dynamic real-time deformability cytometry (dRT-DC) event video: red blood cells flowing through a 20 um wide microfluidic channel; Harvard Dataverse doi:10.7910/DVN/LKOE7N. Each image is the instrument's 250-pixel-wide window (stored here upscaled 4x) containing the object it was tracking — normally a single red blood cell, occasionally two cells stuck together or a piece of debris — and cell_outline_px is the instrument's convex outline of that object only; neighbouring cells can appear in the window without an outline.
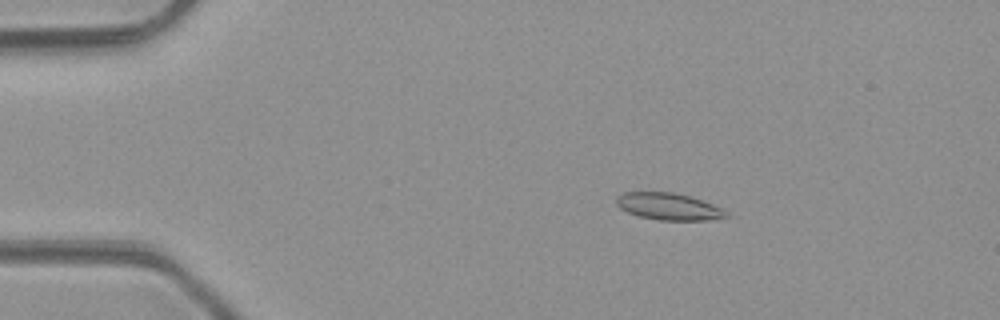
{"species": "common noctule bat (a hibernating species)", "species_latin": "Nyctalus noctula", "temperature_condition": "room temperature", "stored_images_in_passage": 3, "camera_frame_rate_fps": 3000, "um_per_image_px": 0.085, "animal": {"sex": "male", "body_mass_g": 23.1, "forearm_length_mm": 52.7}, "frame": {"image": 1, "passage_image": 1, "time_ms": 0.0, "image_size_px": [1000, 320], "cell_outline_px": [[728, 216], [708, 220], [660, 220], [640, 216], [628, 212], [620, 208], [616, 204], [616, 196], [624, 192], [672, 192], [704, 200], [724, 208], [728, 212]], "centroid_in_image_um": [56.86, 17.54], "position_along_channel_um": 28.1, "area_um2": 17.28}}
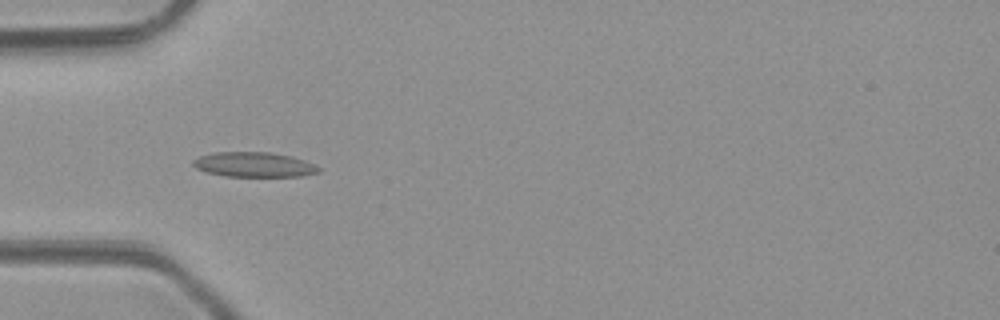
{"frame": {"image": 2, "passage_image": 3, "time_ms": 2.333, "image_size_px": [1000, 320], "cell_outline_px": [[320, 172], [300, 176], [224, 176], [204, 172], [196, 168], [192, 164], [192, 160], [200, 156], [212, 152], [272, 152], [292, 156], [316, 164], [320, 168]], "centroid_in_image_um": [21.58, 13.98], "position_along_channel_um": 63.4, "area_um2": 18.38}}